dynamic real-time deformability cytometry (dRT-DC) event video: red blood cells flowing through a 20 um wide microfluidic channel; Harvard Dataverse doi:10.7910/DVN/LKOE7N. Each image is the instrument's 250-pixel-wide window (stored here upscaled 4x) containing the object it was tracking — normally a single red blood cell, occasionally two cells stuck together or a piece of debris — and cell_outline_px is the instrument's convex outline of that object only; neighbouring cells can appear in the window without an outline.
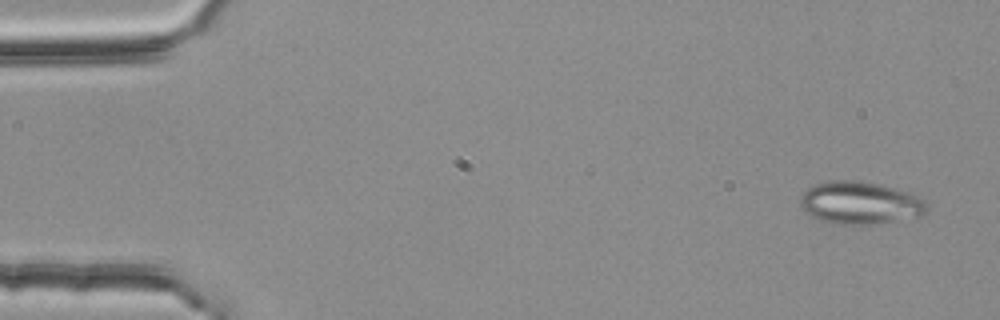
{"species": "common noctule bat (a hibernating species)", "species_latin": "Nyctalus noctula", "temperature_condition": "room temperature", "stored_images_in_passage": 3, "camera_frame_rate_fps": 3000, "um_per_image_px": 0.085, "animal": {"sex": "female", "body_mass_g": 25.1}, "frame": {"image": 1, "passage_image": 1, "time_ms": 0.0, "image_size_px": [1000, 320], "cell_outline_px": [[928, 208], [920, 216], [872, 224], [836, 224], [820, 220], [812, 216], [800, 208], [800, 196], [812, 184], [832, 180], [860, 180], [880, 184], [896, 188], [920, 196], [928, 204]], "centroid_in_image_um": [73.09, 17.22], "position_along_channel_um": 11.9, "area_um2": 31.62}}